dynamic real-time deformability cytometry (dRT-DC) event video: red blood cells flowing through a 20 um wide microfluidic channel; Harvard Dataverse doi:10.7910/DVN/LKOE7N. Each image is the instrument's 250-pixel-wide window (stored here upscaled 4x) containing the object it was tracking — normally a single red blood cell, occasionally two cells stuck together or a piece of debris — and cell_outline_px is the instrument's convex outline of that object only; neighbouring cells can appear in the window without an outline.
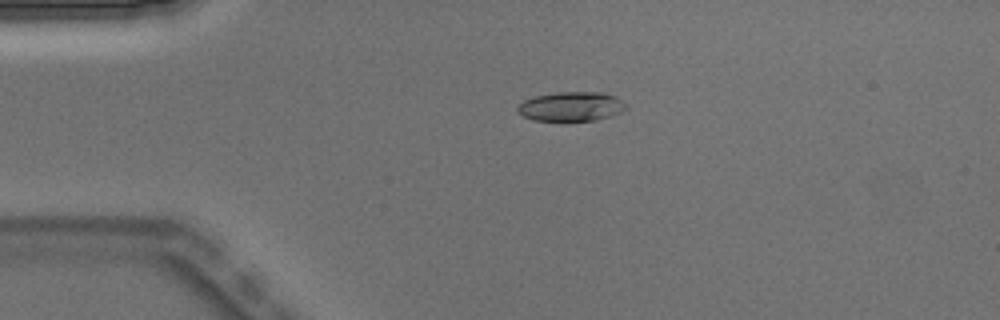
{"species": "Egyptian fruit bat (a non-hibernating species)", "species_latin": "Rousettus aegyptiacus", "temperature_condition": "warm", "stored_images_in_passage": 3, "camera_frame_rate_fps": 3000, "um_per_image_px": 0.085, "animal": {"sex": "male"}, "frame": {"image": 1, "passage_image": 2, "time_ms": 0.333, "image_size_px": [1000, 320], "cell_outline_px": [[628, 108], [620, 112], [596, 120], [532, 120], [524, 116], [516, 108], [524, 100], [536, 96], [556, 92], [604, 92], [616, 96], [628, 104]], "centroid_in_image_um": [48.6, 9.03], "position_along_channel_um": 36.4, "area_um2": 18.44}}